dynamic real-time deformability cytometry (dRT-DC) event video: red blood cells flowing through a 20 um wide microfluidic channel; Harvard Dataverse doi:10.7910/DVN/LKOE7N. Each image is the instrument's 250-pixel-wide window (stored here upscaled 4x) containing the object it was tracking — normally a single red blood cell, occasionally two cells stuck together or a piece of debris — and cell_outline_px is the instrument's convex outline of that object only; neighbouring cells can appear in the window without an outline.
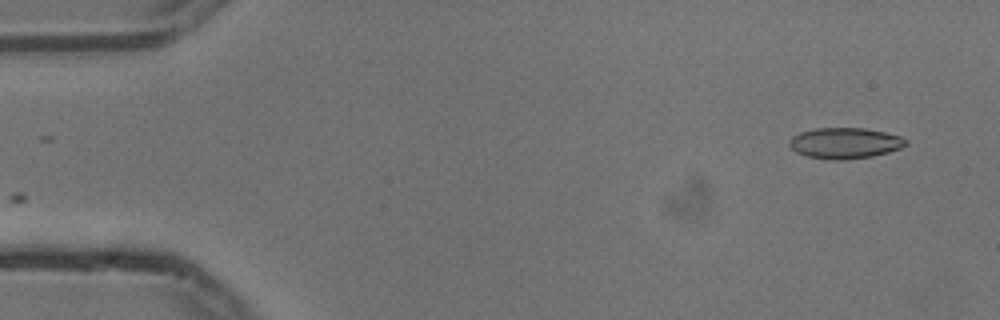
{"species": "common noctule bat (a hibernating species)", "species_latin": "Nyctalus noctula", "temperature_condition": "cold", "stored_images_in_passage": 53, "camera_frame_rate_fps": 3000, "um_per_image_px": 0.085, "animal": {"sex": "male", "body_mass_g": 13.3}, "frame": {"image": 1, "passage_image": 1, "time_ms": 0.0, "image_size_px": [1000, 320], "cell_outline_px": [[908, 144], [900, 148], [888, 152], [872, 156], [844, 160], [832, 160], [808, 156], [796, 152], [788, 144], [788, 140], [792, 136], [800, 132], [816, 128], [864, 128], [884, 132], [900, 136], [908, 140]], "centroid_in_image_um": [71.81, 12.16], "position_along_channel_um": 13.2, "area_um2": 20.98}}
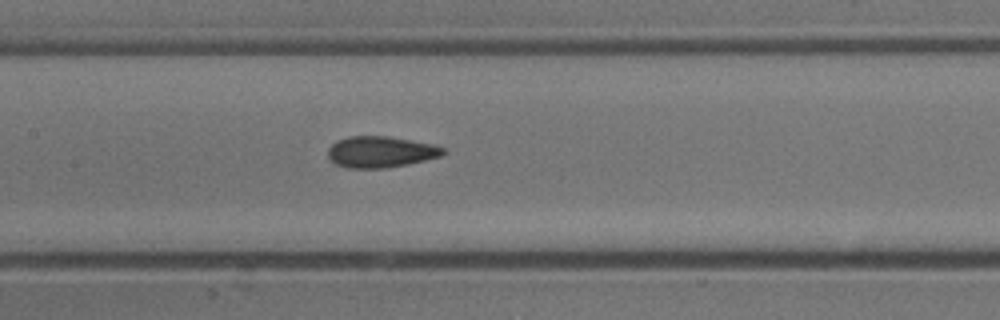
{"frame": {"image": 2, "passage_image": 23, "time_ms": 7.333, "image_size_px": [1000, 320], "cell_outline_px": [[448, 152], [440, 156], [408, 164], [388, 168], [348, 168], [336, 164], [328, 156], [328, 148], [336, 140], [348, 136], [388, 136], [436, 144], [444, 148]], "centroid_in_image_um": [32.38, 12.9], "position_along_channel_um": 175.0, "area_um2": 21.15}}
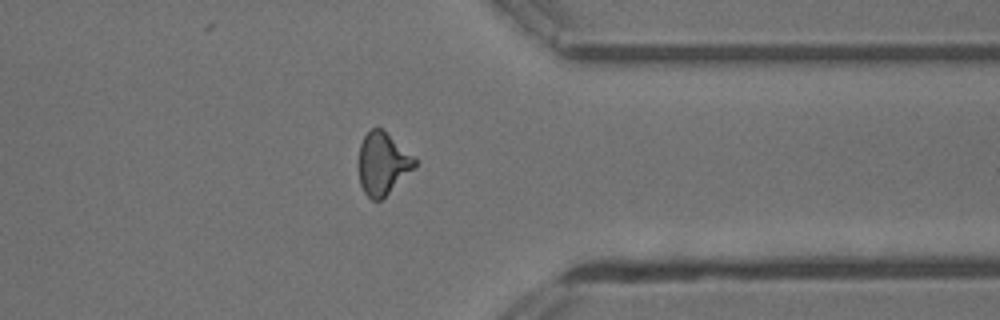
{"frame": {"image": 3, "passage_image": 40, "time_ms": 13.0, "image_size_px": [1000, 320], "cell_outline_px": [[416, 168], [380, 200], [372, 200], [364, 192], [360, 184], [360, 144], [364, 136], [372, 128], [384, 128], [416, 156]], "centroid_in_image_um": [32.59, 13.86], "position_along_channel_um": 378.8, "area_um2": 20.58}, "authors_computed_cell_mechanics": {"area_um2": 20.7502, "velocity_mm_per_s": 3.7476, "shape_relaxation_time_tau1_ms": 5.6708, "shape_relaxation_time_tau2_ms": 2.7861, "deformation_change_tau1": 0.1322, "deformation_change_tau2": 0.1003}}